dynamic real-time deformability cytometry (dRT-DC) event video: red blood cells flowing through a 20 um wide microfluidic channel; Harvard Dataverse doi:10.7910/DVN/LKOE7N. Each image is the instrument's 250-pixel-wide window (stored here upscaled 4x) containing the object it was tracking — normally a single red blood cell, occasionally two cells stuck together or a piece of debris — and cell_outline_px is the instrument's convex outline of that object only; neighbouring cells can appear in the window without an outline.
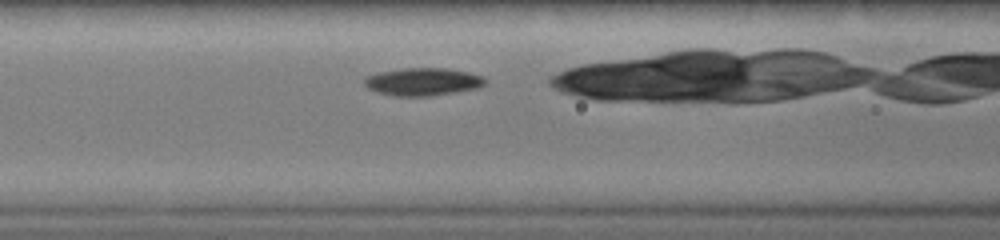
{"species": "common noctule bat (a hibernating species)", "species_latin": "Nyctalus noctula", "temperature_condition": "warm", "stored_images_in_passage": 17, "camera_frame_rate_fps": 3000, "um_per_image_px": 0.085, "animal": {"sex": "female", "body_mass_g": 19.0, "forearm_length_mm": 51.5}, "frame": {"image": 1, "passage_image": 3, "time_ms": 0.667, "image_size_px": [1000, 240], "cell_outline_px": [[488, 80], [480, 88], [432, 96], [396, 96], [380, 92], [368, 88], [364, 84], [364, 76], [380, 72], [404, 68], [448, 68], [468, 72], [484, 76]], "centroid_in_image_um": [35.99, 6.94], "position_along_channel_um": 130.6, "area_um2": 19.65}}